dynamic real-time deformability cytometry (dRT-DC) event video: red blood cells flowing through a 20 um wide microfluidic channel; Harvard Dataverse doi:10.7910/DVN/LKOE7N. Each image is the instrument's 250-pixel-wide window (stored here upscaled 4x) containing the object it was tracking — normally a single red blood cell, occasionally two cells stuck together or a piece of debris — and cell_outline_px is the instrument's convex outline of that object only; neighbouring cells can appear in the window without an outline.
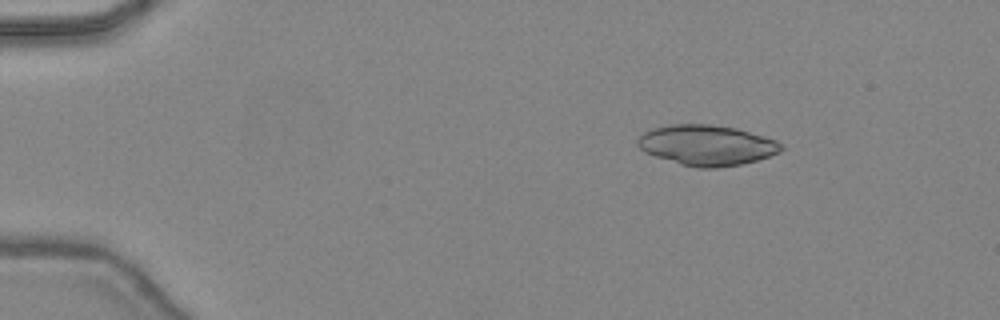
{"species": "common noctule bat (a hibernating species)", "species_latin": "Nyctalus noctula", "temperature_condition": "warm", "stored_images_in_passage": 38, "camera_frame_rate_fps": 3000, "um_per_image_px": 0.085, "animal": {"sex": "female", "body_mass_g": 24.6, "forearm_length_mm": 56.2}, "frame": {"image": 1, "passage_image": 1, "time_ms": 0.0, "image_size_px": [1000, 320], "cell_outline_px": [[784, 148], [780, 152], [756, 160], [740, 164], [716, 168], [700, 168], [680, 164], [644, 152], [636, 144], [636, 140], [644, 132], [652, 128], [672, 124], [712, 124], [736, 128], [764, 136], [776, 140], [784, 144]], "centroid_in_image_um": [60.08, 12.33], "position_along_channel_um": 24.9, "area_um2": 33.81}}